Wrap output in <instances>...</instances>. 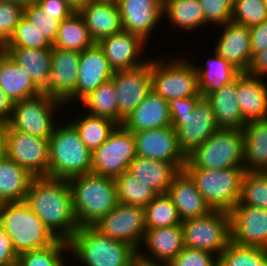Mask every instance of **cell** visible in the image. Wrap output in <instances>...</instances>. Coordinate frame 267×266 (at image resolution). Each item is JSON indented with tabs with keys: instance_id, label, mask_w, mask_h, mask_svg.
I'll return each mask as SVG.
<instances>
[{
	"instance_id": "obj_5",
	"label": "cell",
	"mask_w": 267,
	"mask_h": 266,
	"mask_svg": "<svg viewBox=\"0 0 267 266\" xmlns=\"http://www.w3.org/2000/svg\"><path fill=\"white\" fill-rule=\"evenodd\" d=\"M63 124H57L49 138L48 177L69 179L90 173L92 152L69 122Z\"/></svg>"
},
{
	"instance_id": "obj_1",
	"label": "cell",
	"mask_w": 267,
	"mask_h": 266,
	"mask_svg": "<svg viewBox=\"0 0 267 266\" xmlns=\"http://www.w3.org/2000/svg\"><path fill=\"white\" fill-rule=\"evenodd\" d=\"M25 201L57 239L68 242L79 228L68 179L34 177Z\"/></svg>"
},
{
	"instance_id": "obj_14",
	"label": "cell",
	"mask_w": 267,
	"mask_h": 266,
	"mask_svg": "<svg viewBox=\"0 0 267 266\" xmlns=\"http://www.w3.org/2000/svg\"><path fill=\"white\" fill-rule=\"evenodd\" d=\"M114 82L118 98V125L146 98L151 88V57L133 69L114 72Z\"/></svg>"
},
{
	"instance_id": "obj_26",
	"label": "cell",
	"mask_w": 267,
	"mask_h": 266,
	"mask_svg": "<svg viewBox=\"0 0 267 266\" xmlns=\"http://www.w3.org/2000/svg\"><path fill=\"white\" fill-rule=\"evenodd\" d=\"M262 80L246 72L237 77L236 96L246 123L267 118V82Z\"/></svg>"
},
{
	"instance_id": "obj_39",
	"label": "cell",
	"mask_w": 267,
	"mask_h": 266,
	"mask_svg": "<svg viewBox=\"0 0 267 266\" xmlns=\"http://www.w3.org/2000/svg\"><path fill=\"white\" fill-rule=\"evenodd\" d=\"M146 230L181 224L178 211L167 193L157 194L145 207Z\"/></svg>"
},
{
	"instance_id": "obj_18",
	"label": "cell",
	"mask_w": 267,
	"mask_h": 266,
	"mask_svg": "<svg viewBox=\"0 0 267 266\" xmlns=\"http://www.w3.org/2000/svg\"><path fill=\"white\" fill-rule=\"evenodd\" d=\"M229 213L233 243L267 249V209L236 205Z\"/></svg>"
},
{
	"instance_id": "obj_34",
	"label": "cell",
	"mask_w": 267,
	"mask_h": 266,
	"mask_svg": "<svg viewBox=\"0 0 267 266\" xmlns=\"http://www.w3.org/2000/svg\"><path fill=\"white\" fill-rule=\"evenodd\" d=\"M213 55L211 59H207L208 65H204L205 67L192 63L198 75L199 91L203 97L234 81L242 73L216 52Z\"/></svg>"
},
{
	"instance_id": "obj_7",
	"label": "cell",
	"mask_w": 267,
	"mask_h": 266,
	"mask_svg": "<svg viewBox=\"0 0 267 266\" xmlns=\"http://www.w3.org/2000/svg\"><path fill=\"white\" fill-rule=\"evenodd\" d=\"M162 57L151 58V88L155 94L166 101L202 96L198 75L190 60L175 55L170 60Z\"/></svg>"
},
{
	"instance_id": "obj_4",
	"label": "cell",
	"mask_w": 267,
	"mask_h": 266,
	"mask_svg": "<svg viewBox=\"0 0 267 266\" xmlns=\"http://www.w3.org/2000/svg\"><path fill=\"white\" fill-rule=\"evenodd\" d=\"M0 226L11 239L17 255L46 248L58 240L25 200L3 203Z\"/></svg>"
},
{
	"instance_id": "obj_31",
	"label": "cell",
	"mask_w": 267,
	"mask_h": 266,
	"mask_svg": "<svg viewBox=\"0 0 267 266\" xmlns=\"http://www.w3.org/2000/svg\"><path fill=\"white\" fill-rule=\"evenodd\" d=\"M1 50L13 62L24 68L41 91L47 86V78L51 70L52 49L2 47Z\"/></svg>"
},
{
	"instance_id": "obj_38",
	"label": "cell",
	"mask_w": 267,
	"mask_h": 266,
	"mask_svg": "<svg viewBox=\"0 0 267 266\" xmlns=\"http://www.w3.org/2000/svg\"><path fill=\"white\" fill-rule=\"evenodd\" d=\"M112 80L101 84L88 93L79 102L86 108V113L109 119L118 125V98Z\"/></svg>"
},
{
	"instance_id": "obj_21",
	"label": "cell",
	"mask_w": 267,
	"mask_h": 266,
	"mask_svg": "<svg viewBox=\"0 0 267 266\" xmlns=\"http://www.w3.org/2000/svg\"><path fill=\"white\" fill-rule=\"evenodd\" d=\"M97 44L103 50L114 72L133 69L148 61V58L140 59L143 52L145 53L144 50L148 48L147 42L125 30L106 37Z\"/></svg>"
},
{
	"instance_id": "obj_41",
	"label": "cell",
	"mask_w": 267,
	"mask_h": 266,
	"mask_svg": "<svg viewBox=\"0 0 267 266\" xmlns=\"http://www.w3.org/2000/svg\"><path fill=\"white\" fill-rule=\"evenodd\" d=\"M218 266H267V249L231 241L218 256Z\"/></svg>"
},
{
	"instance_id": "obj_36",
	"label": "cell",
	"mask_w": 267,
	"mask_h": 266,
	"mask_svg": "<svg viewBox=\"0 0 267 266\" xmlns=\"http://www.w3.org/2000/svg\"><path fill=\"white\" fill-rule=\"evenodd\" d=\"M94 44L83 17L75 11L70 17L61 21L53 47L82 52Z\"/></svg>"
},
{
	"instance_id": "obj_45",
	"label": "cell",
	"mask_w": 267,
	"mask_h": 266,
	"mask_svg": "<svg viewBox=\"0 0 267 266\" xmlns=\"http://www.w3.org/2000/svg\"><path fill=\"white\" fill-rule=\"evenodd\" d=\"M267 19L264 0H240L232 7V22L251 27Z\"/></svg>"
},
{
	"instance_id": "obj_19",
	"label": "cell",
	"mask_w": 267,
	"mask_h": 266,
	"mask_svg": "<svg viewBox=\"0 0 267 266\" xmlns=\"http://www.w3.org/2000/svg\"><path fill=\"white\" fill-rule=\"evenodd\" d=\"M78 71L75 92L64 102V105L80 101L98 86L111 80L114 75V70L97 43L80 52Z\"/></svg>"
},
{
	"instance_id": "obj_13",
	"label": "cell",
	"mask_w": 267,
	"mask_h": 266,
	"mask_svg": "<svg viewBox=\"0 0 267 266\" xmlns=\"http://www.w3.org/2000/svg\"><path fill=\"white\" fill-rule=\"evenodd\" d=\"M6 156L33 177H48L49 139L15 131L8 125Z\"/></svg>"
},
{
	"instance_id": "obj_50",
	"label": "cell",
	"mask_w": 267,
	"mask_h": 266,
	"mask_svg": "<svg viewBox=\"0 0 267 266\" xmlns=\"http://www.w3.org/2000/svg\"><path fill=\"white\" fill-rule=\"evenodd\" d=\"M37 4L51 15H57V20L70 17L75 10L66 0H37Z\"/></svg>"
},
{
	"instance_id": "obj_22",
	"label": "cell",
	"mask_w": 267,
	"mask_h": 266,
	"mask_svg": "<svg viewBox=\"0 0 267 266\" xmlns=\"http://www.w3.org/2000/svg\"><path fill=\"white\" fill-rule=\"evenodd\" d=\"M220 27L222 34L218 36L214 51L241 72H246L252 61L249 27L232 21Z\"/></svg>"
},
{
	"instance_id": "obj_40",
	"label": "cell",
	"mask_w": 267,
	"mask_h": 266,
	"mask_svg": "<svg viewBox=\"0 0 267 266\" xmlns=\"http://www.w3.org/2000/svg\"><path fill=\"white\" fill-rule=\"evenodd\" d=\"M118 202L145 207L158 193L127 170L115 179Z\"/></svg>"
},
{
	"instance_id": "obj_44",
	"label": "cell",
	"mask_w": 267,
	"mask_h": 266,
	"mask_svg": "<svg viewBox=\"0 0 267 266\" xmlns=\"http://www.w3.org/2000/svg\"><path fill=\"white\" fill-rule=\"evenodd\" d=\"M3 47L52 49L53 44L23 16L16 26L13 35Z\"/></svg>"
},
{
	"instance_id": "obj_30",
	"label": "cell",
	"mask_w": 267,
	"mask_h": 266,
	"mask_svg": "<svg viewBox=\"0 0 267 266\" xmlns=\"http://www.w3.org/2000/svg\"><path fill=\"white\" fill-rule=\"evenodd\" d=\"M127 171L158 194L167 193L173 178L180 172L173 163L139 156L129 164Z\"/></svg>"
},
{
	"instance_id": "obj_47",
	"label": "cell",
	"mask_w": 267,
	"mask_h": 266,
	"mask_svg": "<svg viewBox=\"0 0 267 266\" xmlns=\"http://www.w3.org/2000/svg\"><path fill=\"white\" fill-rule=\"evenodd\" d=\"M24 8L15 2L0 0V49L8 42L23 17Z\"/></svg>"
},
{
	"instance_id": "obj_49",
	"label": "cell",
	"mask_w": 267,
	"mask_h": 266,
	"mask_svg": "<svg viewBox=\"0 0 267 266\" xmlns=\"http://www.w3.org/2000/svg\"><path fill=\"white\" fill-rule=\"evenodd\" d=\"M169 266H218V257L210 252L184 247Z\"/></svg>"
},
{
	"instance_id": "obj_24",
	"label": "cell",
	"mask_w": 267,
	"mask_h": 266,
	"mask_svg": "<svg viewBox=\"0 0 267 266\" xmlns=\"http://www.w3.org/2000/svg\"><path fill=\"white\" fill-rule=\"evenodd\" d=\"M78 13L95 43L123 30L115 0H91Z\"/></svg>"
},
{
	"instance_id": "obj_55",
	"label": "cell",
	"mask_w": 267,
	"mask_h": 266,
	"mask_svg": "<svg viewBox=\"0 0 267 266\" xmlns=\"http://www.w3.org/2000/svg\"><path fill=\"white\" fill-rule=\"evenodd\" d=\"M14 102L0 89V122L9 123Z\"/></svg>"
},
{
	"instance_id": "obj_8",
	"label": "cell",
	"mask_w": 267,
	"mask_h": 266,
	"mask_svg": "<svg viewBox=\"0 0 267 266\" xmlns=\"http://www.w3.org/2000/svg\"><path fill=\"white\" fill-rule=\"evenodd\" d=\"M212 210L230 212L239 201L244 167L183 169Z\"/></svg>"
},
{
	"instance_id": "obj_9",
	"label": "cell",
	"mask_w": 267,
	"mask_h": 266,
	"mask_svg": "<svg viewBox=\"0 0 267 266\" xmlns=\"http://www.w3.org/2000/svg\"><path fill=\"white\" fill-rule=\"evenodd\" d=\"M184 247L210 252L217 257L231 242L230 213L212 210L209 214L182 221Z\"/></svg>"
},
{
	"instance_id": "obj_51",
	"label": "cell",
	"mask_w": 267,
	"mask_h": 266,
	"mask_svg": "<svg viewBox=\"0 0 267 266\" xmlns=\"http://www.w3.org/2000/svg\"><path fill=\"white\" fill-rule=\"evenodd\" d=\"M203 96H196L190 98H173L169 103V110L171 113V123L178 117V116H186L189 113L194 111L196 103L202 98Z\"/></svg>"
},
{
	"instance_id": "obj_23",
	"label": "cell",
	"mask_w": 267,
	"mask_h": 266,
	"mask_svg": "<svg viewBox=\"0 0 267 266\" xmlns=\"http://www.w3.org/2000/svg\"><path fill=\"white\" fill-rule=\"evenodd\" d=\"M183 239L181 224L148 229L141 243L143 247H139L137 255L148 261L169 263L184 249Z\"/></svg>"
},
{
	"instance_id": "obj_46",
	"label": "cell",
	"mask_w": 267,
	"mask_h": 266,
	"mask_svg": "<svg viewBox=\"0 0 267 266\" xmlns=\"http://www.w3.org/2000/svg\"><path fill=\"white\" fill-rule=\"evenodd\" d=\"M23 16L53 44L62 21L57 20V15L45 13L36 3L25 7Z\"/></svg>"
},
{
	"instance_id": "obj_60",
	"label": "cell",
	"mask_w": 267,
	"mask_h": 266,
	"mask_svg": "<svg viewBox=\"0 0 267 266\" xmlns=\"http://www.w3.org/2000/svg\"><path fill=\"white\" fill-rule=\"evenodd\" d=\"M231 4H232V6L235 4V3H237L238 1H240V0H228Z\"/></svg>"
},
{
	"instance_id": "obj_17",
	"label": "cell",
	"mask_w": 267,
	"mask_h": 266,
	"mask_svg": "<svg viewBox=\"0 0 267 266\" xmlns=\"http://www.w3.org/2000/svg\"><path fill=\"white\" fill-rule=\"evenodd\" d=\"M80 52L52 47L51 70L42 93L65 102L76 89Z\"/></svg>"
},
{
	"instance_id": "obj_12",
	"label": "cell",
	"mask_w": 267,
	"mask_h": 266,
	"mask_svg": "<svg viewBox=\"0 0 267 266\" xmlns=\"http://www.w3.org/2000/svg\"><path fill=\"white\" fill-rule=\"evenodd\" d=\"M93 227L104 236L127 243L138 251L146 232L144 207L118 203Z\"/></svg>"
},
{
	"instance_id": "obj_33",
	"label": "cell",
	"mask_w": 267,
	"mask_h": 266,
	"mask_svg": "<svg viewBox=\"0 0 267 266\" xmlns=\"http://www.w3.org/2000/svg\"><path fill=\"white\" fill-rule=\"evenodd\" d=\"M33 176L7 156L0 159V201H24Z\"/></svg>"
},
{
	"instance_id": "obj_35",
	"label": "cell",
	"mask_w": 267,
	"mask_h": 266,
	"mask_svg": "<svg viewBox=\"0 0 267 266\" xmlns=\"http://www.w3.org/2000/svg\"><path fill=\"white\" fill-rule=\"evenodd\" d=\"M163 16L168 19V24L174 29L191 31L206 26L199 0L166 1L163 3Z\"/></svg>"
},
{
	"instance_id": "obj_59",
	"label": "cell",
	"mask_w": 267,
	"mask_h": 266,
	"mask_svg": "<svg viewBox=\"0 0 267 266\" xmlns=\"http://www.w3.org/2000/svg\"><path fill=\"white\" fill-rule=\"evenodd\" d=\"M8 1L15 2L16 4L22 6L23 8L37 3V0H8Z\"/></svg>"
},
{
	"instance_id": "obj_6",
	"label": "cell",
	"mask_w": 267,
	"mask_h": 266,
	"mask_svg": "<svg viewBox=\"0 0 267 266\" xmlns=\"http://www.w3.org/2000/svg\"><path fill=\"white\" fill-rule=\"evenodd\" d=\"M244 154L242 130L219 128L187 155L183 169L222 170L244 167Z\"/></svg>"
},
{
	"instance_id": "obj_37",
	"label": "cell",
	"mask_w": 267,
	"mask_h": 266,
	"mask_svg": "<svg viewBox=\"0 0 267 266\" xmlns=\"http://www.w3.org/2000/svg\"><path fill=\"white\" fill-rule=\"evenodd\" d=\"M69 123L76 129L81 141L91 152L99 148L117 126L109 119L88 113H81V116L79 115L72 121L70 119Z\"/></svg>"
},
{
	"instance_id": "obj_10",
	"label": "cell",
	"mask_w": 267,
	"mask_h": 266,
	"mask_svg": "<svg viewBox=\"0 0 267 266\" xmlns=\"http://www.w3.org/2000/svg\"><path fill=\"white\" fill-rule=\"evenodd\" d=\"M62 106L63 102L44 93L16 101L8 125L15 131L49 139L57 125L55 113L62 110Z\"/></svg>"
},
{
	"instance_id": "obj_20",
	"label": "cell",
	"mask_w": 267,
	"mask_h": 266,
	"mask_svg": "<svg viewBox=\"0 0 267 266\" xmlns=\"http://www.w3.org/2000/svg\"><path fill=\"white\" fill-rule=\"evenodd\" d=\"M119 8L123 30L140 36L148 43L152 32L163 18L160 0H115Z\"/></svg>"
},
{
	"instance_id": "obj_56",
	"label": "cell",
	"mask_w": 267,
	"mask_h": 266,
	"mask_svg": "<svg viewBox=\"0 0 267 266\" xmlns=\"http://www.w3.org/2000/svg\"><path fill=\"white\" fill-rule=\"evenodd\" d=\"M8 123L0 122V159L7 154Z\"/></svg>"
},
{
	"instance_id": "obj_42",
	"label": "cell",
	"mask_w": 267,
	"mask_h": 266,
	"mask_svg": "<svg viewBox=\"0 0 267 266\" xmlns=\"http://www.w3.org/2000/svg\"><path fill=\"white\" fill-rule=\"evenodd\" d=\"M66 251L70 252L68 242L58 239L46 248L19 254L17 266H66Z\"/></svg>"
},
{
	"instance_id": "obj_52",
	"label": "cell",
	"mask_w": 267,
	"mask_h": 266,
	"mask_svg": "<svg viewBox=\"0 0 267 266\" xmlns=\"http://www.w3.org/2000/svg\"><path fill=\"white\" fill-rule=\"evenodd\" d=\"M252 57L267 49V19L260 24L249 27Z\"/></svg>"
},
{
	"instance_id": "obj_15",
	"label": "cell",
	"mask_w": 267,
	"mask_h": 266,
	"mask_svg": "<svg viewBox=\"0 0 267 266\" xmlns=\"http://www.w3.org/2000/svg\"><path fill=\"white\" fill-rule=\"evenodd\" d=\"M172 127L175 129L179 147L186 156L219 129L206 97L196 103L192 113L178 116L172 122Z\"/></svg>"
},
{
	"instance_id": "obj_58",
	"label": "cell",
	"mask_w": 267,
	"mask_h": 266,
	"mask_svg": "<svg viewBox=\"0 0 267 266\" xmlns=\"http://www.w3.org/2000/svg\"><path fill=\"white\" fill-rule=\"evenodd\" d=\"M75 11H78L81 7L85 6L91 0H66Z\"/></svg>"
},
{
	"instance_id": "obj_43",
	"label": "cell",
	"mask_w": 267,
	"mask_h": 266,
	"mask_svg": "<svg viewBox=\"0 0 267 266\" xmlns=\"http://www.w3.org/2000/svg\"><path fill=\"white\" fill-rule=\"evenodd\" d=\"M236 205L267 209V172L244 173L240 197Z\"/></svg>"
},
{
	"instance_id": "obj_48",
	"label": "cell",
	"mask_w": 267,
	"mask_h": 266,
	"mask_svg": "<svg viewBox=\"0 0 267 266\" xmlns=\"http://www.w3.org/2000/svg\"><path fill=\"white\" fill-rule=\"evenodd\" d=\"M199 4L202 7L204 21L207 24L224 25L232 20V4L228 0H199Z\"/></svg>"
},
{
	"instance_id": "obj_16",
	"label": "cell",
	"mask_w": 267,
	"mask_h": 266,
	"mask_svg": "<svg viewBox=\"0 0 267 266\" xmlns=\"http://www.w3.org/2000/svg\"><path fill=\"white\" fill-rule=\"evenodd\" d=\"M136 154L139 157L173 163L180 171L187 156L180 149L172 126L134 132Z\"/></svg>"
},
{
	"instance_id": "obj_57",
	"label": "cell",
	"mask_w": 267,
	"mask_h": 266,
	"mask_svg": "<svg viewBox=\"0 0 267 266\" xmlns=\"http://www.w3.org/2000/svg\"><path fill=\"white\" fill-rule=\"evenodd\" d=\"M132 266H169L166 262H153L142 259L138 255L134 258Z\"/></svg>"
},
{
	"instance_id": "obj_25",
	"label": "cell",
	"mask_w": 267,
	"mask_h": 266,
	"mask_svg": "<svg viewBox=\"0 0 267 266\" xmlns=\"http://www.w3.org/2000/svg\"><path fill=\"white\" fill-rule=\"evenodd\" d=\"M122 125L133 133L172 126L169 103L151 91L124 119Z\"/></svg>"
},
{
	"instance_id": "obj_32",
	"label": "cell",
	"mask_w": 267,
	"mask_h": 266,
	"mask_svg": "<svg viewBox=\"0 0 267 266\" xmlns=\"http://www.w3.org/2000/svg\"><path fill=\"white\" fill-rule=\"evenodd\" d=\"M244 135L246 172H267V118L248 122Z\"/></svg>"
},
{
	"instance_id": "obj_27",
	"label": "cell",
	"mask_w": 267,
	"mask_h": 266,
	"mask_svg": "<svg viewBox=\"0 0 267 266\" xmlns=\"http://www.w3.org/2000/svg\"><path fill=\"white\" fill-rule=\"evenodd\" d=\"M167 194L174 203L181 221L202 217L212 211L194 182L183 170L173 178Z\"/></svg>"
},
{
	"instance_id": "obj_3",
	"label": "cell",
	"mask_w": 267,
	"mask_h": 266,
	"mask_svg": "<svg viewBox=\"0 0 267 266\" xmlns=\"http://www.w3.org/2000/svg\"><path fill=\"white\" fill-rule=\"evenodd\" d=\"M73 259L85 266H132L137 250L101 234L93 226L79 227L68 241Z\"/></svg>"
},
{
	"instance_id": "obj_29",
	"label": "cell",
	"mask_w": 267,
	"mask_h": 266,
	"mask_svg": "<svg viewBox=\"0 0 267 266\" xmlns=\"http://www.w3.org/2000/svg\"><path fill=\"white\" fill-rule=\"evenodd\" d=\"M237 78L206 96L219 128L242 130L247 124L237 101Z\"/></svg>"
},
{
	"instance_id": "obj_11",
	"label": "cell",
	"mask_w": 267,
	"mask_h": 266,
	"mask_svg": "<svg viewBox=\"0 0 267 266\" xmlns=\"http://www.w3.org/2000/svg\"><path fill=\"white\" fill-rule=\"evenodd\" d=\"M136 147L133 132L117 125L108 139L92 152V173L116 179L135 159Z\"/></svg>"
},
{
	"instance_id": "obj_53",
	"label": "cell",
	"mask_w": 267,
	"mask_h": 266,
	"mask_svg": "<svg viewBox=\"0 0 267 266\" xmlns=\"http://www.w3.org/2000/svg\"><path fill=\"white\" fill-rule=\"evenodd\" d=\"M17 258L11 239L0 226V266H17Z\"/></svg>"
},
{
	"instance_id": "obj_61",
	"label": "cell",
	"mask_w": 267,
	"mask_h": 266,
	"mask_svg": "<svg viewBox=\"0 0 267 266\" xmlns=\"http://www.w3.org/2000/svg\"><path fill=\"white\" fill-rule=\"evenodd\" d=\"M162 3L166 2V1H169V0H160Z\"/></svg>"
},
{
	"instance_id": "obj_2",
	"label": "cell",
	"mask_w": 267,
	"mask_h": 266,
	"mask_svg": "<svg viewBox=\"0 0 267 266\" xmlns=\"http://www.w3.org/2000/svg\"><path fill=\"white\" fill-rule=\"evenodd\" d=\"M78 227L93 226L118 205L113 178L86 173L68 179Z\"/></svg>"
},
{
	"instance_id": "obj_54",
	"label": "cell",
	"mask_w": 267,
	"mask_h": 266,
	"mask_svg": "<svg viewBox=\"0 0 267 266\" xmlns=\"http://www.w3.org/2000/svg\"><path fill=\"white\" fill-rule=\"evenodd\" d=\"M248 75L255 77L267 76V49L256 53L252 57L251 64L246 71Z\"/></svg>"
},
{
	"instance_id": "obj_28",
	"label": "cell",
	"mask_w": 267,
	"mask_h": 266,
	"mask_svg": "<svg viewBox=\"0 0 267 266\" xmlns=\"http://www.w3.org/2000/svg\"><path fill=\"white\" fill-rule=\"evenodd\" d=\"M0 89L13 101L38 96L42 91L23 67L17 65L0 49Z\"/></svg>"
}]
</instances>
